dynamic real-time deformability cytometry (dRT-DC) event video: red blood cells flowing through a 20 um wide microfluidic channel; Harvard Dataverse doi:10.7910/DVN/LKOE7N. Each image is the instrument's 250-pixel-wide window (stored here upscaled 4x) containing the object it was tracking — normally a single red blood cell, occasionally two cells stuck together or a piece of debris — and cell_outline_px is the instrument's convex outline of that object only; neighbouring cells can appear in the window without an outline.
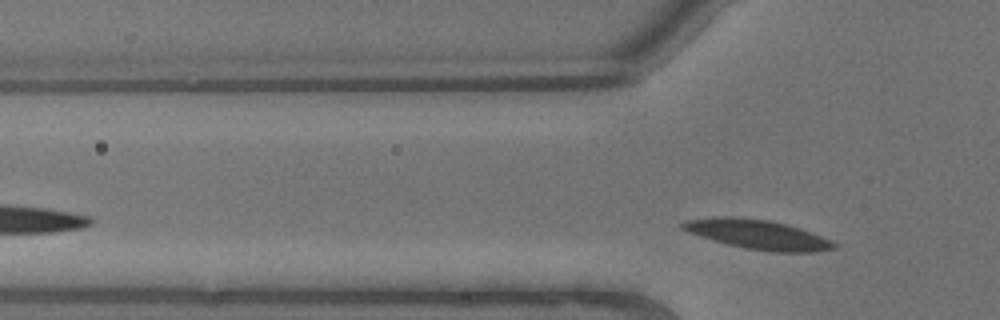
{"species": "common noctule bat (a hibernating species)", "species_latin": "Nyctalus noctula", "temperature_condition": "warm", "stored_images_in_passage": 3, "segment_of_instrument_passage": [2, 2], "camera_frame_rate_fps": 3000, "um_per_image_px": 0.085, "animal": {"sex": "male", "body_mass_g": 13.3}, "frame": {"image": 1, "passage_image": 3, "time_ms": 0.667, "image_size_px": [1000, 320], "cell_outline_px": [[840, 244], [836, 248], [812, 252], [772, 252], [748, 248], [728, 244], [712, 240], [688, 232], [680, 228], [680, 224], [688, 220], [716, 216], [732, 216], [768, 220], [788, 224], [812, 232], [832, 240]], "centroid_in_image_um": [64.45, 19.92], "position_along_channel_um": 61.4, "area_um2": 26.07}}